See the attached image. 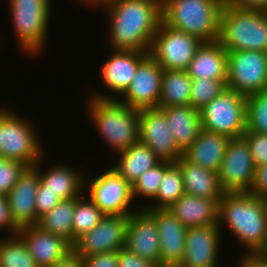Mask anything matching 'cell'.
Here are the masks:
<instances>
[{"instance_id": "cell-1", "label": "cell", "mask_w": 267, "mask_h": 267, "mask_svg": "<svg viewBox=\"0 0 267 267\" xmlns=\"http://www.w3.org/2000/svg\"><path fill=\"white\" fill-rule=\"evenodd\" d=\"M109 48L149 52L162 18V0H117L105 5Z\"/></svg>"}, {"instance_id": "cell-2", "label": "cell", "mask_w": 267, "mask_h": 267, "mask_svg": "<svg viewBox=\"0 0 267 267\" xmlns=\"http://www.w3.org/2000/svg\"><path fill=\"white\" fill-rule=\"evenodd\" d=\"M226 226L246 254L267 253V199L250 192H224L218 226Z\"/></svg>"}, {"instance_id": "cell-3", "label": "cell", "mask_w": 267, "mask_h": 267, "mask_svg": "<svg viewBox=\"0 0 267 267\" xmlns=\"http://www.w3.org/2000/svg\"><path fill=\"white\" fill-rule=\"evenodd\" d=\"M225 0H162L163 22L203 43L216 42Z\"/></svg>"}, {"instance_id": "cell-4", "label": "cell", "mask_w": 267, "mask_h": 267, "mask_svg": "<svg viewBox=\"0 0 267 267\" xmlns=\"http://www.w3.org/2000/svg\"><path fill=\"white\" fill-rule=\"evenodd\" d=\"M88 115L98 134L115 154L139 141V109L117 99H97L89 96Z\"/></svg>"}, {"instance_id": "cell-5", "label": "cell", "mask_w": 267, "mask_h": 267, "mask_svg": "<svg viewBox=\"0 0 267 267\" xmlns=\"http://www.w3.org/2000/svg\"><path fill=\"white\" fill-rule=\"evenodd\" d=\"M218 42L227 52L252 50L267 53V11L240 9L225 2Z\"/></svg>"}, {"instance_id": "cell-6", "label": "cell", "mask_w": 267, "mask_h": 267, "mask_svg": "<svg viewBox=\"0 0 267 267\" xmlns=\"http://www.w3.org/2000/svg\"><path fill=\"white\" fill-rule=\"evenodd\" d=\"M10 16L20 51L40 55L48 40L51 16L50 0H8Z\"/></svg>"}, {"instance_id": "cell-7", "label": "cell", "mask_w": 267, "mask_h": 267, "mask_svg": "<svg viewBox=\"0 0 267 267\" xmlns=\"http://www.w3.org/2000/svg\"><path fill=\"white\" fill-rule=\"evenodd\" d=\"M9 108H0V157L33 167L44 156L33 123Z\"/></svg>"}, {"instance_id": "cell-8", "label": "cell", "mask_w": 267, "mask_h": 267, "mask_svg": "<svg viewBox=\"0 0 267 267\" xmlns=\"http://www.w3.org/2000/svg\"><path fill=\"white\" fill-rule=\"evenodd\" d=\"M202 128L232 138L246 132V96L226 87L200 110Z\"/></svg>"}, {"instance_id": "cell-9", "label": "cell", "mask_w": 267, "mask_h": 267, "mask_svg": "<svg viewBox=\"0 0 267 267\" xmlns=\"http://www.w3.org/2000/svg\"><path fill=\"white\" fill-rule=\"evenodd\" d=\"M101 172L92 179L85 176L84 190L86 191L84 192H86V196L105 215H130L138 210L139 207L132 206L135 204L132 197V186L112 167Z\"/></svg>"}, {"instance_id": "cell-10", "label": "cell", "mask_w": 267, "mask_h": 267, "mask_svg": "<svg viewBox=\"0 0 267 267\" xmlns=\"http://www.w3.org/2000/svg\"><path fill=\"white\" fill-rule=\"evenodd\" d=\"M203 42L161 22L153 37L149 55L163 68L187 70L196 50Z\"/></svg>"}, {"instance_id": "cell-11", "label": "cell", "mask_w": 267, "mask_h": 267, "mask_svg": "<svg viewBox=\"0 0 267 267\" xmlns=\"http://www.w3.org/2000/svg\"><path fill=\"white\" fill-rule=\"evenodd\" d=\"M226 86L244 96L267 90V53L252 50L227 52Z\"/></svg>"}, {"instance_id": "cell-12", "label": "cell", "mask_w": 267, "mask_h": 267, "mask_svg": "<svg viewBox=\"0 0 267 267\" xmlns=\"http://www.w3.org/2000/svg\"><path fill=\"white\" fill-rule=\"evenodd\" d=\"M130 215H106L92 230L78 237L73 253L80 258L125 247Z\"/></svg>"}, {"instance_id": "cell-13", "label": "cell", "mask_w": 267, "mask_h": 267, "mask_svg": "<svg viewBox=\"0 0 267 267\" xmlns=\"http://www.w3.org/2000/svg\"><path fill=\"white\" fill-rule=\"evenodd\" d=\"M250 148L243 138L229 141L224 159L218 171L219 183L224 192H250L255 179Z\"/></svg>"}, {"instance_id": "cell-14", "label": "cell", "mask_w": 267, "mask_h": 267, "mask_svg": "<svg viewBox=\"0 0 267 267\" xmlns=\"http://www.w3.org/2000/svg\"><path fill=\"white\" fill-rule=\"evenodd\" d=\"M107 60L100 66L99 75L107 91H111L115 96L104 93H94L92 96L97 99H118L129 87L138 65L149 55V52L132 50L111 49ZM117 94V95H116Z\"/></svg>"}, {"instance_id": "cell-15", "label": "cell", "mask_w": 267, "mask_h": 267, "mask_svg": "<svg viewBox=\"0 0 267 267\" xmlns=\"http://www.w3.org/2000/svg\"><path fill=\"white\" fill-rule=\"evenodd\" d=\"M139 141L161 160L176 162L183 155L170 132L165 113L159 107L139 109Z\"/></svg>"}, {"instance_id": "cell-16", "label": "cell", "mask_w": 267, "mask_h": 267, "mask_svg": "<svg viewBox=\"0 0 267 267\" xmlns=\"http://www.w3.org/2000/svg\"><path fill=\"white\" fill-rule=\"evenodd\" d=\"M163 68L148 55L137 67L127 90L117 99L131 108L158 107ZM124 98V99H123Z\"/></svg>"}, {"instance_id": "cell-17", "label": "cell", "mask_w": 267, "mask_h": 267, "mask_svg": "<svg viewBox=\"0 0 267 267\" xmlns=\"http://www.w3.org/2000/svg\"><path fill=\"white\" fill-rule=\"evenodd\" d=\"M221 230L215 224L187 228L184 255L177 267H218Z\"/></svg>"}, {"instance_id": "cell-18", "label": "cell", "mask_w": 267, "mask_h": 267, "mask_svg": "<svg viewBox=\"0 0 267 267\" xmlns=\"http://www.w3.org/2000/svg\"><path fill=\"white\" fill-rule=\"evenodd\" d=\"M39 182V171L34 166L27 167L7 194L12 220L18 229L38 223L36 196Z\"/></svg>"}, {"instance_id": "cell-19", "label": "cell", "mask_w": 267, "mask_h": 267, "mask_svg": "<svg viewBox=\"0 0 267 267\" xmlns=\"http://www.w3.org/2000/svg\"><path fill=\"white\" fill-rule=\"evenodd\" d=\"M157 225L160 242V267H177L185 250L187 228L169 209H145Z\"/></svg>"}, {"instance_id": "cell-20", "label": "cell", "mask_w": 267, "mask_h": 267, "mask_svg": "<svg viewBox=\"0 0 267 267\" xmlns=\"http://www.w3.org/2000/svg\"><path fill=\"white\" fill-rule=\"evenodd\" d=\"M17 234L23 239L39 267H51L73 253L70 241L60 235L45 232L37 225L23 227Z\"/></svg>"}, {"instance_id": "cell-21", "label": "cell", "mask_w": 267, "mask_h": 267, "mask_svg": "<svg viewBox=\"0 0 267 267\" xmlns=\"http://www.w3.org/2000/svg\"><path fill=\"white\" fill-rule=\"evenodd\" d=\"M125 247L160 266V242L155 219L143 208L129 216Z\"/></svg>"}, {"instance_id": "cell-22", "label": "cell", "mask_w": 267, "mask_h": 267, "mask_svg": "<svg viewBox=\"0 0 267 267\" xmlns=\"http://www.w3.org/2000/svg\"><path fill=\"white\" fill-rule=\"evenodd\" d=\"M41 160L34 165L39 171L40 182L38 190H48L57 195L61 200L73 199L84 193L85 175L69 164H56L45 169L41 168ZM77 170V171H76Z\"/></svg>"}, {"instance_id": "cell-23", "label": "cell", "mask_w": 267, "mask_h": 267, "mask_svg": "<svg viewBox=\"0 0 267 267\" xmlns=\"http://www.w3.org/2000/svg\"><path fill=\"white\" fill-rule=\"evenodd\" d=\"M168 209L186 228L218 225L219 201L185 193Z\"/></svg>"}, {"instance_id": "cell-24", "label": "cell", "mask_w": 267, "mask_h": 267, "mask_svg": "<svg viewBox=\"0 0 267 267\" xmlns=\"http://www.w3.org/2000/svg\"><path fill=\"white\" fill-rule=\"evenodd\" d=\"M230 140L228 136L202 128L183 156L194 164L218 173Z\"/></svg>"}, {"instance_id": "cell-25", "label": "cell", "mask_w": 267, "mask_h": 267, "mask_svg": "<svg viewBox=\"0 0 267 267\" xmlns=\"http://www.w3.org/2000/svg\"><path fill=\"white\" fill-rule=\"evenodd\" d=\"M175 163L180 168L186 194L215 201L222 199L224 191L218 173L188 161L183 155Z\"/></svg>"}, {"instance_id": "cell-26", "label": "cell", "mask_w": 267, "mask_h": 267, "mask_svg": "<svg viewBox=\"0 0 267 267\" xmlns=\"http://www.w3.org/2000/svg\"><path fill=\"white\" fill-rule=\"evenodd\" d=\"M159 108L165 113L177 147L184 153L196 140L202 129L200 111L191 105Z\"/></svg>"}, {"instance_id": "cell-27", "label": "cell", "mask_w": 267, "mask_h": 267, "mask_svg": "<svg viewBox=\"0 0 267 267\" xmlns=\"http://www.w3.org/2000/svg\"><path fill=\"white\" fill-rule=\"evenodd\" d=\"M187 72L192 79L227 80V51L218 41L202 43Z\"/></svg>"}, {"instance_id": "cell-28", "label": "cell", "mask_w": 267, "mask_h": 267, "mask_svg": "<svg viewBox=\"0 0 267 267\" xmlns=\"http://www.w3.org/2000/svg\"><path fill=\"white\" fill-rule=\"evenodd\" d=\"M116 154L118 156V161L112 168L115 169L130 185H132L145 171L162 161L147 145L140 141Z\"/></svg>"}, {"instance_id": "cell-29", "label": "cell", "mask_w": 267, "mask_h": 267, "mask_svg": "<svg viewBox=\"0 0 267 267\" xmlns=\"http://www.w3.org/2000/svg\"><path fill=\"white\" fill-rule=\"evenodd\" d=\"M192 78L187 70H163L158 107L190 105Z\"/></svg>"}, {"instance_id": "cell-30", "label": "cell", "mask_w": 267, "mask_h": 267, "mask_svg": "<svg viewBox=\"0 0 267 267\" xmlns=\"http://www.w3.org/2000/svg\"><path fill=\"white\" fill-rule=\"evenodd\" d=\"M76 198L61 200L51 211L39 218L36 224L40 229L60 235L72 243V221Z\"/></svg>"}, {"instance_id": "cell-31", "label": "cell", "mask_w": 267, "mask_h": 267, "mask_svg": "<svg viewBox=\"0 0 267 267\" xmlns=\"http://www.w3.org/2000/svg\"><path fill=\"white\" fill-rule=\"evenodd\" d=\"M183 194L184 183L179 166L172 162L165 170L157 195L143 209H168Z\"/></svg>"}, {"instance_id": "cell-32", "label": "cell", "mask_w": 267, "mask_h": 267, "mask_svg": "<svg viewBox=\"0 0 267 267\" xmlns=\"http://www.w3.org/2000/svg\"><path fill=\"white\" fill-rule=\"evenodd\" d=\"M88 198V199H87ZM106 215L85 194L76 197L72 221V244L82 234L92 230Z\"/></svg>"}, {"instance_id": "cell-33", "label": "cell", "mask_w": 267, "mask_h": 267, "mask_svg": "<svg viewBox=\"0 0 267 267\" xmlns=\"http://www.w3.org/2000/svg\"><path fill=\"white\" fill-rule=\"evenodd\" d=\"M0 267H39L18 235L0 240Z\"/></svg>"}, {"instance_id": "cell-34", "label": "cell", "mask_w": 267, "mask_h": 267, "mask_svg": "<svg viewBox=\"0 0 267 267\" xmlns=\"http://www.w3.org/2000/svg\"><path fill=\"white\" fill-rule=\"evenodd\" d=\"M246 132L267 135V90L246 96Z\"/></svg>"}, {"instance_id": "cell-35", "label": "cell", "mask_w": 267, "mask_h": 267, "mask_svg": "<svg viewBox=\"0 0 267 267\" xmlns=\"http://www.w3.org/2000/svg\"><path fill=\"white\" fill-rule=\"evenodd\" d=\"M171 161L162 160L156 166L145 171L131 186L133 200L136 197L148 199V202L157 195L160 183L164 176V170Z\"/></svg>"}, {"instance_id": "cell-36", "label": "cell", "mask_w": 267, "mask_h": 267, "mask_svg": "<svg viewBox=\"0 0 267 267\" xmlns=\"http://www.w3.org/2000/svg\"><path fill=\"white\" fill-rule=\"evenodd\" d=\"M227 80L193 78L190 91V105L200 111L205 105L220 95L227 87Z\"/></svg>"}, {"instance_id": "cell-37", "label": "cell", "mask_w": 267, "mask_h": 267, "mask_svg": "<svg viewBox=\"0 0 267 267\" xmlns=\"http://www.w3.org/2000/svg\"><path fill=\"white\" fill-rule=\"evenodd\" d=\"M27 168L21 162L0 157V195H7Z\"/></svg>"}, {"instance_id": "cell-38", "label": "cell", "mask_w": 267, "mask_h": 267, "mask_svg": "<svg viewBox=\"0 0 267 267\" xmlns=\"http://www.w3.org/2000/svg\"><path fill=\"white\" fill-rule=\"evenodd\" d=\"M242 137L247 141L255 167L267 164V135L245 132Z\"/></svg>"}, {"instance_id": "cell-39", "label": "cell", "mask_w": 267, "mask_h": 267, "mask_svg": "<svg viewBox=\"0 0 267 267\" xmlns=\"http://www.w3.org/2000/svg\"><path fill=\"white\" fill-rule=\"evenodd\" d=\"M118 267H160L152 260H148L131 252L126 247L118 250Z\"/></svg>"}, {"instance_id": "cell-40", "label": "cell", "mask_w": 267, "mask_h": 267, "mask_svg": "<svg viewBox=\"0 0 267 267\" xmlns=\"http://www.w3.org/2000/svg\"><path fill=\"white\" fill-rule=\"evenodd\" d=\"M61 199L48 190H37L36 217L39 219L59 204Z\"/></svg>"}, {"instance_id": "cell-41", "label": "cell", "mask_w": 267, "mask_h": 267, "mask_svg": "<svg viewBox=\"0 0 267 267\" xmlns=\"http://www.w3.org/2000/svg\"><path fill=\"white\" fill-rule=\"evenodd\" d=\"M118 251L94 254L81 258L83 267H118Z\"/></svg>"}, {"instance_id": "cell-42", "label": "cell", "mask_w": 267, "mask_h": 267, "mask_svg": "<svg viewBox=\"0 0 267 267\" xmlns=\"http://www.w3.org/2000/svg\"><path fill=\"white\" fill-rule=\"evenodd\" d=\"M0 228L6 229L10 236L17 234L19 231L13 223L7 195H0Z\"/></svg>"}, {"instance_id": "cell-43", "label": "cell", "mask_w": 267, "mask_h": 267, "mask_svg": "<svg viewBox=\"0 0 267 267\" xmlns=\"http://www.w3.org/2000/svg\"><path fill=\"white\" fill-rule=\"evenodd\" d=\"M251 194L267 199V164L256 167Z\"/></svg>"}, {"instance_id": "cell-44", "label": "cell", "mask_w": 267, "mask_h": 267, "mask_svg": "<svg viewBox=\"0 0 267 267\" xmlns=\"http://www.w3.org/2000/svg\"><path fill=\"white\" fill-rule=\"evenodd\" d=\"M237 267H267V253L246 254L240 257Z\"/></svg>"}, {"instance_id": "cell-45", "label": "cell", "mask_w": 267, "mask_h": 267, "mask_svg": "<svg viewBox=\"0 0 267 267\" xmlns=\"http://www.w3.org/2000/svg\"><path fill=\"white\" fill-rule=\"evenodd\" d=\"M231 7L240 9H256L267 11V0H225Z\"/></svg>"}, {"instance_id": "cell-46", "label": "cell", "mask_w": 267, "mask_h": 267, "mask_svg": "<svg viewBox=\"0 0 267 267\" xmlns=\"http://www.w3.org/2000/svg\"><path fill=\"white\" fill-rule=\"evenodd\" d=\"M51 267H83V263L78 255L71 253L67 258L56 262Z\"/></svg>"}, {"instance_id": "cell-47", "label": "cell", "mask_w": 267, "mask_h": 267, "mask_svg": "<svg viewBox=\"0 0 267 267\" xmlns=\"http://www.w3.org/2000/svg\"><path fill=\"white\" fill-rule=\"evenodd\" d=\"M80 1V2H79ZM114 1H117V0H77V2L79 3H84L87 7L88 5L91 7L92 5L96 8V7H99L102 9V7H104L105 5L111 3V2H114Z\"/></svg>"}]
</instances>
